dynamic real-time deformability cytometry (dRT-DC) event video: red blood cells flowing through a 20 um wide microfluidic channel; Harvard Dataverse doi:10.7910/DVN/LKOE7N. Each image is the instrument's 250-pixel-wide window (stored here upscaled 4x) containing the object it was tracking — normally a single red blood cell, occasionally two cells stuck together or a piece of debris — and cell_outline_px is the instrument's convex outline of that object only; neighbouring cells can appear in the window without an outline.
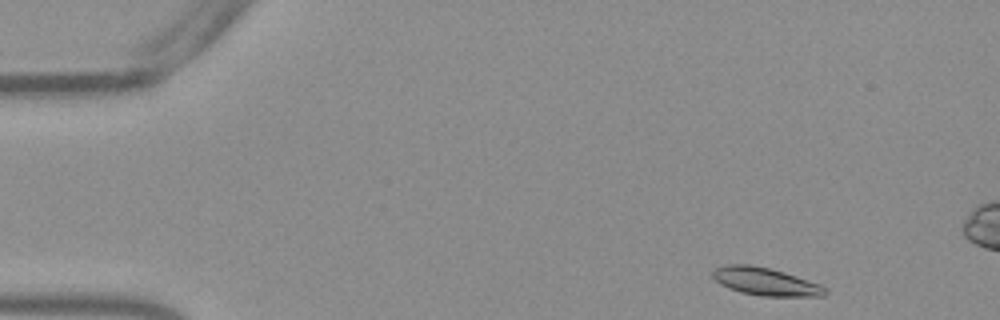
{"species": "Egyptian fruit bat (a non-hibernating species)", "species_latin": "Rousettus aegyptiacus", "temperature_condition": "warm", "stored_images_in_passage": 50, "camera_frame_rate_fps": 3000, "um_per_image_px": 0.085, "frame": {"image": 1, "passage_image": 2, "time_ms": 0.333, "image_size_px": [1000, 320], "cell_outline_px": [[828, 292], [824, 296], [760, 296], [740, 292], [728, 288], [720, 284], [712, 276], [712, 272], [716, 268], [728, 264], [748, 264], [768, 268], [784, 272], [820, 284]], "centroid_in_image_um": [65.05, 23.94], "position_along_channel_um": 20.0, "area_um2": 18.09}}
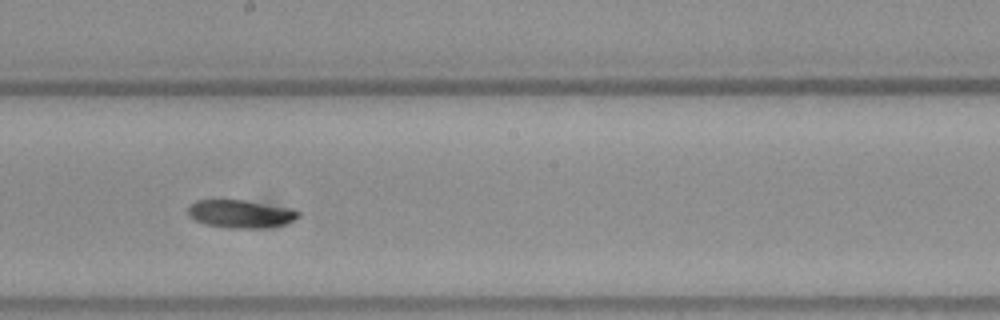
{"frame": {"image": 2, "passage_image": 26, "time_ms": 8.333, "image_size_px": [1000, 320], "cell_outline_px": [[300, 216], [284, 224], [264, 228], [224, 228], [204, 224], [188, 216], [188, 208], [196, 200], [244, 200], [292, 208], [300, 212]], "centroid_in_image_um": [20.45, 18.18], "position_along_channel_um": 227.8, "area_um2": 18.03}}
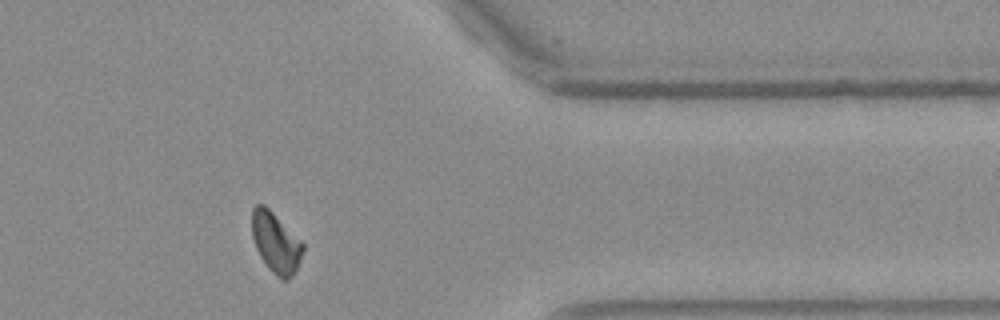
{"frame": {"image": 3, "passage_image": 40, "time_ms": 13.0, "image_size_px": [1000, 320], "cell_outline_px": [[304, 248], [300, 260], [292, 276], [288, 280], [284, 280], [276, 276], [268, 268], [260, 256], [256, 248], [252, 236], [252, 208], [256, 204], [264, 204], [304, 244]], "centroid_in_image_um": [23.42, 20.63], "position_along_channel_um": 388.0, "area_um2": 17.69}, "authors_computed_cell_mechanics": {"area_um2": 18.0914, "velocity_mm_per_s": 3.8006, "shape_relaxation_time_tau1_ms": 8.3627, "shape_relaxation_time_tau2_ms": null, "deformation_change_tau1": 0.1927, "deformation_change_tau2": null}}